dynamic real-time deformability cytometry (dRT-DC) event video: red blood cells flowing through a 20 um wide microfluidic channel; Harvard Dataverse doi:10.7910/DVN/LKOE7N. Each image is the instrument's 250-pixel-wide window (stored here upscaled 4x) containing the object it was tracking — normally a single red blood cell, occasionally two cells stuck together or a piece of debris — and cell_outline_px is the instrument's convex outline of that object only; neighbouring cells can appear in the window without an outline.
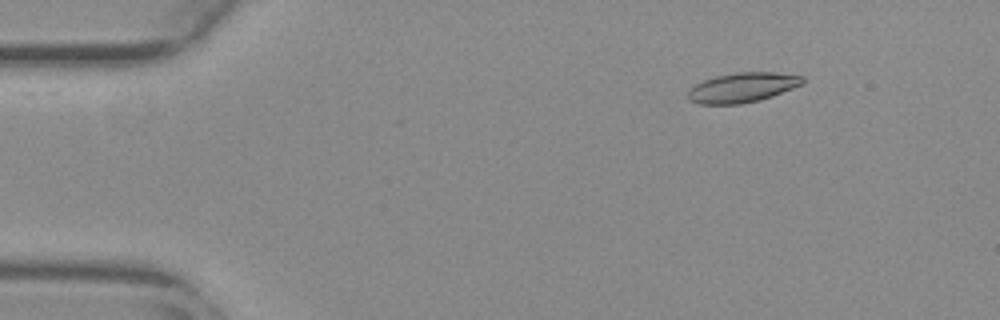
{"species": "common noctule bat (a hibernating species)", "species_latin": "Nyctalus noctula", "temperature_condition": "warm", "stored_images_in_passage": 52, "camera_frame_rate_fps": 3000, "um_per_image_px": 0.085, "animal": {"sex": "female", "body_mass_g": 29.2, "forearm_length_mm": 56.3}, "frame": {"image": 1, "passage_image": 5, "time_ms": 1.333, "image_size_px": [1000, 320], "cell_outline_px": [[804, 84], [772, 96], [760, 100], [740, 104], [700, 104], [688, 100], [688, 88], [704, 80], [716, 76], [736, 72], [776, 72], [804, 76]], "centroid_in_image_um": [63.11, 7.43], "position_along_channel_um": 21.9, "area_um2": 20.0}}
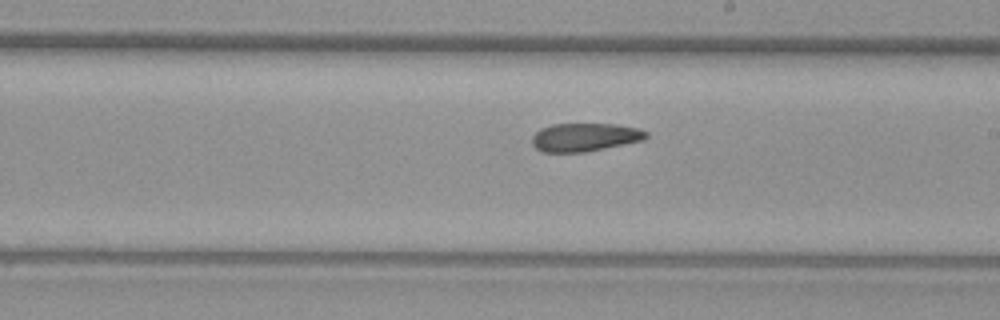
{"frame": {"image": 2, "passage_image": 29, "time_ms": 9.333, "image_size_px": [1000, 320], "cell_outline_px": [[648, 136], [644, 140], [584, 152], [540, 152], [532, 144], [532, 136], [540, 128], [552, 124], [616, 124], [640, 128], [648, 132]], "centroid_in_image_um": [49.71, 11.66], "position_along_channel_um": 239.3, "area_um2": 18.9}}
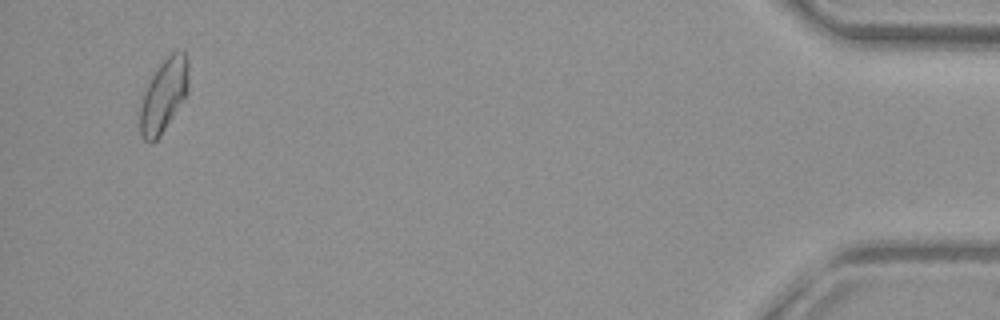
{"frame": {"image": 3, "passage_image": 50, "time_ms": 16.333, "image_size_px": [1000, 320], "cell_outline_px": [[188, 92], [160, 136], [152, 144], [148, 144], [144, 140], [140, 132], [136, 112], [144, 92], [156, 68], [172, 52], [184, 52], [188, 56]], "centroid_in_image_um": [13.86, 8.17], "position_along_channel_um": 421.3, "area_um2": 21.04}, "authors_computed_cell_mechanics": {"area_um2": 19.8543, "velocity_mm_per_s": 3.797, "shape_relaxation_time_tau1_ms": null, "shape_relaxation_time_tau2_ms": 4.478, "deformation_change_tau1": null, "deformation_change_tau2": 0.113}}